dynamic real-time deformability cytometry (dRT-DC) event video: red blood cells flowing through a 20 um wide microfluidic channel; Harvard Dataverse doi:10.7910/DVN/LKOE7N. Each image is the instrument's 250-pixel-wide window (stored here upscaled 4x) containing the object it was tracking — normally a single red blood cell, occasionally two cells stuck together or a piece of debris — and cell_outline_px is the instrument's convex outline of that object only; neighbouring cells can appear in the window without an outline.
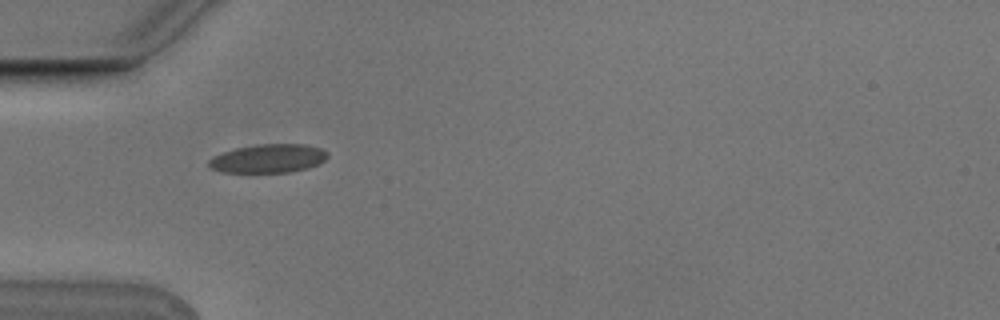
{"species": "Egyptian fruit bat (a non-hibernating species)", "species_latin": "Rousettus aegyptiacus", "temperature_condition": "cold", "stored_images_in_passage": 3, "camera_frame_rate_fps": 3000, "um_per_image_px": 0.085, "animal": {"sex": "male"}, "frame": {"image": 1, "passage_image": 2, "time_ms": 0.333, "image_size_px": [1000, 320], "cell_outline_px": [[328, 156], [324, 160], [308, 168], [288, 172], [220, 172], [208, 168], [208, 160], [212, 156], [236, 148], [256, 144], [304, 144], [320, 148], [328, 152]], "centroid_in_image_um": [22.76, 13.47], "position_along_channel_um": 62.2, "area_um2": 19.83}}